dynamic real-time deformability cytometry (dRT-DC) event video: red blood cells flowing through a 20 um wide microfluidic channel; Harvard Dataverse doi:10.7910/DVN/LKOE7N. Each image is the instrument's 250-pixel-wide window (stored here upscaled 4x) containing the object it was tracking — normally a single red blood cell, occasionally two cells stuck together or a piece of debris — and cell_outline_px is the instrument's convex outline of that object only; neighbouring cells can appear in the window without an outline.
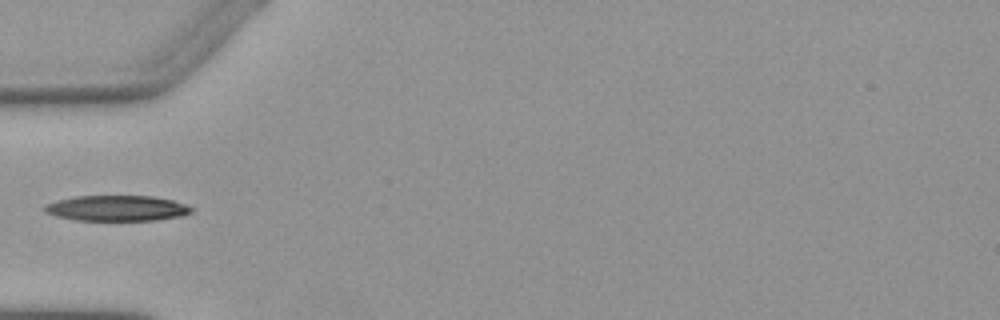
{"species": "Egyptian fruit bat (a non-hibernating species)", "species_latin": "Rousettus aegyptiacus", "temperature_condition": "warm", "stored_images_in_passage": 2, "camera_frame_rate_fps": 3000, "um_per_image_px": 0.085, "animal": {"sex": "female"}, "frame": {"image": 1, "passage_image": 2, "time_ms": 1.0, "image_size_px": [1000, 320], "cell_outline_px": [[192, 212], [184, 216], [156, 220], [76, 220], [56, 216], [44, 212], [44, 204], [56, 200], [76, 196], [152, 196], [172, 200], [184, 204], [192, 208]], "centroid_in_image_um": [9.91, 17.7], "position_along_channel_um": 75.1, "area_um2": 21.91}}